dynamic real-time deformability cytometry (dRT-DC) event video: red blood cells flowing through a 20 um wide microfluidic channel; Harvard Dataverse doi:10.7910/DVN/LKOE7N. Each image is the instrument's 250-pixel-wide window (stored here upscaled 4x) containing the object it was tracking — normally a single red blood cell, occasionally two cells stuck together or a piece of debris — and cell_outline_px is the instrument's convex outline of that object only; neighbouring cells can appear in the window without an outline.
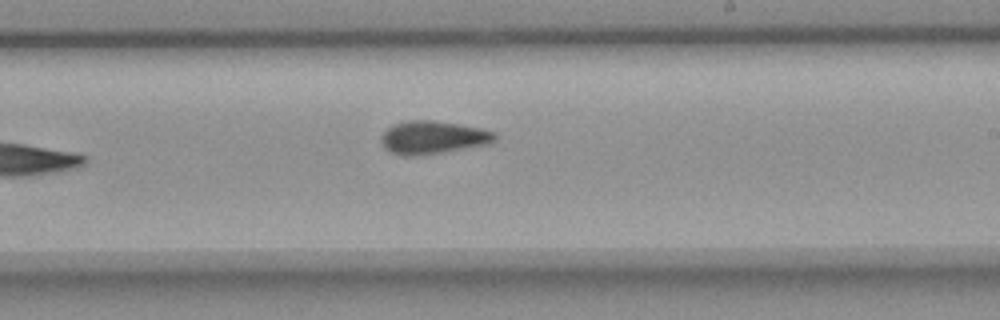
{"species": "common noctule bat (a hibernating species)", "species_latin": "Nyctalus noctula", "temperature_condition": "room temperature", "stored_images_in_passage": 9, "camera_frame_rate_fps": 3000, "um_per_image_px": 0.085, "animal": {"sex": "female", "body_mass_g": 18.4}, "frame": {"image": 1, "passage_image": 9, "time_ms": 2.667, "image_size_px": [1000, 320], "cell_outline_px": [[496, 140], [488, 144], [444, 152], [412, 156], [400, 156], [384, 148], [380, 144], [380, 136], [392, 124], [408, 120], [432, 120], [484, 128], [496, 132]], "centroid_in_image_um": [36.78, 11.68], "position_along_channel_um": 252.2, "area_um2": 22.14}}